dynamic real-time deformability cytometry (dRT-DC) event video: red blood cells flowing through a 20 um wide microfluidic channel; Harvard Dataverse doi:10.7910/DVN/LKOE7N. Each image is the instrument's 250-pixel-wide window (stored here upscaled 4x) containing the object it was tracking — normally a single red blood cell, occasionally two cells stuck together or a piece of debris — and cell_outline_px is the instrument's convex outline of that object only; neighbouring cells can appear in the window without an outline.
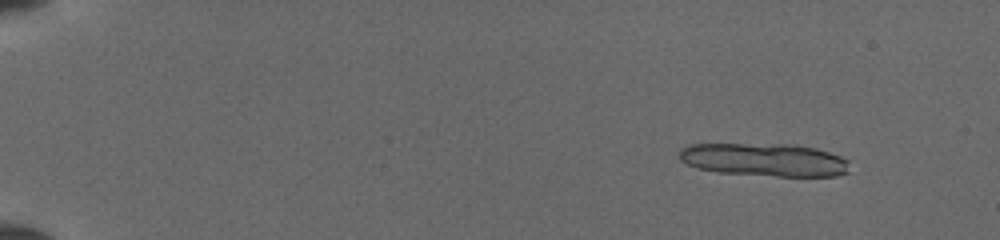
{"species": "common noctule bat (a hibernating species)", "species_latin": "Nyctalus noctula", "temperature_condition": "cold", "stored_images_in_passage": 13, "camera_frame_rate_fps": 3000, "um_per_image_px": 0.085, "animal": {"sex": "female", "body_mass_g": 19.5, "forearm_length_mm": 54.1}, "frame": {"image": 1, "passage_image": 2, "time_ms": 0.333, "image_size_px": [1000, 240], "cell_outline_px": [[848, 172], [836, 176], [776, 176], [716, 172], [696, 168], [680, 160], [676, 152], [680, 148], [688, 144], [788, 144], [816, 148], [840, 156], [848, 160]], "centroid_in_image_um": [64.91, 13.57], "position_along_channel_um": 20.1, "area_um2": 33.0}}